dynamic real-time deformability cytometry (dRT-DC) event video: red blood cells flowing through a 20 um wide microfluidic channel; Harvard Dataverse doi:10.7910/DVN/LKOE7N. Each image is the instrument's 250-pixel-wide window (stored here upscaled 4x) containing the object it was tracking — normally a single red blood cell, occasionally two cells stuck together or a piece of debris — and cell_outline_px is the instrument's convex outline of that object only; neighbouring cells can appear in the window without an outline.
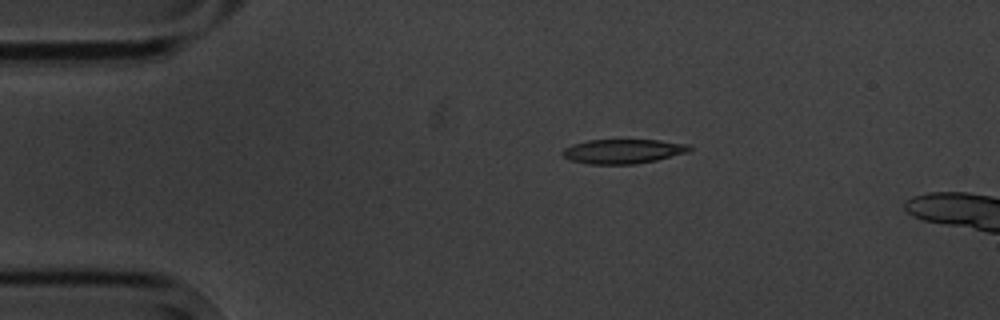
{"species": "common noctule bat (a hibernating species)", "species_latin": "Nyctalus noctula", "temperature_condition": "cold", "stored_images_in_passage": 2, "camera_frame_rate_fps": 3000, "um_per_image_px": 0.085, "animal": {"sex": "male", "body_mass_g": 20.1, "forearm_length_mm": 53.5}, "frame": {"image": 1, "passage_image": 1, "time_ms": 0.0, "image_size_px": [1000, 320], "cell_outline_px": [[692, 148], [688, 152], [656, 160], [636, 164], [588, 164], [572, 160], [564, 156], [560, 152], [564, 148], [572, 144], [588, 140], [660, 140], [688, 144]], "centroid_in_image_um": [52.95, 12.86], "position_along_channel_um": 32.0, "area_um2": 18.03}}